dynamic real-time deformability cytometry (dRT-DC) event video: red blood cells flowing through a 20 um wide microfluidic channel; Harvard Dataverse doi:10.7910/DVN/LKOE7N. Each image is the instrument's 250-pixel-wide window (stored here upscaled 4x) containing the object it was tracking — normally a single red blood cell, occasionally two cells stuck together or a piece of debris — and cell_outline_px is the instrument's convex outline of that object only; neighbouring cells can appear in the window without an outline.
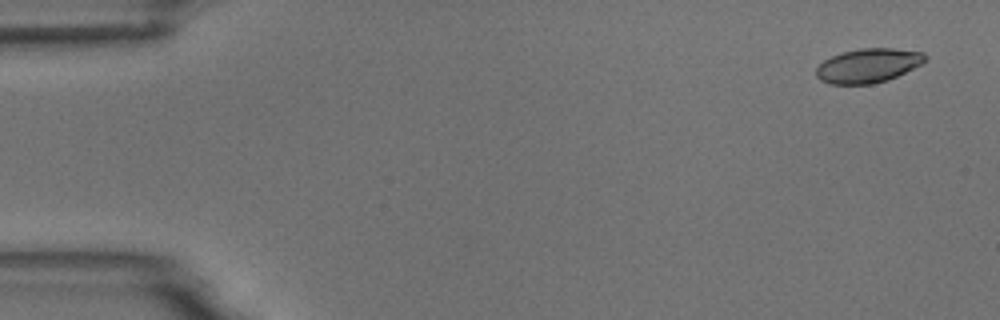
{"species": "common noctule bat (a hibernating species)", "species_latin": "Nyctalus noctula", "temperature_condition": "room temperature", "stored_images_in_passage": 8, "camera_frame_rate_fps": 3000, "um_per_image_px": 0.085, "animal": {"sex": "male", "body_mass_g": 18.8}, "frame": {"image": 1, "passage_image": 1, "time_ms": 0.0, "image_size_px": [1000, 320], "cell_outline_px": [[928, 60], [888, 80], [872, 84], [828, 84], [820, 80], [816, 76], [816, 68], [824, 60], [832, 56], [844, 52], [860, 48], [892, 48], [924, 52], [928, 56]], "centroid_in_image_um": [73.79, 5.57], "position_along_channel_um": 11.2, "area_um2": 21.68}}
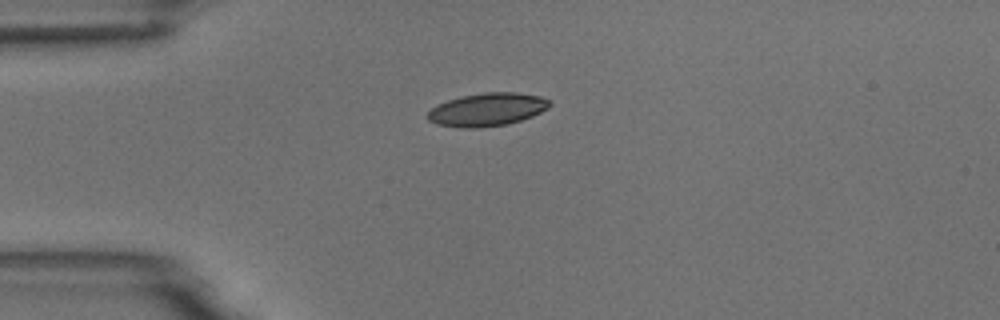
{"frame": {"image": 2, "passage_image": 4, "time_ms": 3.667, "image_size_px": [1000, 320], "cell_outline_px": [[552, 104], [548, 108], [532, 116], [508, 124], [476, 128], [464, 128], [436, 124], [428, 120], [424, 116], [432, 108], [448, 100], [464, 96], [484, 92], [516, 92], [540, 96], [552, 100]], "centroid_in_image_um": [41.43, 9.31], "position_along_channel_um": 43.6, "area_um2": 23.52}}